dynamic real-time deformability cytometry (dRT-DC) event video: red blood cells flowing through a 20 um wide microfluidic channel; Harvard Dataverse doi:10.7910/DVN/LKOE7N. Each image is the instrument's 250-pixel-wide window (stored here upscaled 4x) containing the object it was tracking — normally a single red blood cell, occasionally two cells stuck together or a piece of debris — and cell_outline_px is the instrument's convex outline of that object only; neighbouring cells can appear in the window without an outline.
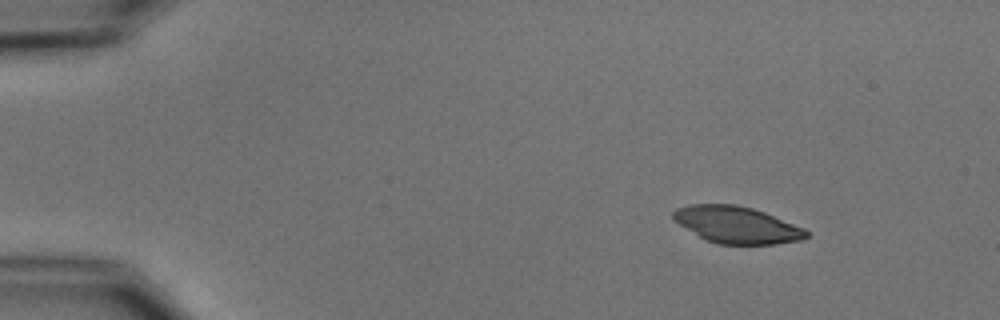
{"species": "common noctule bat (a hibernating species)", "species_latin": "Nyctalus noctula", "temperature_condition": "cold", "stored_images_in_passage": 4, "camera_frame_rate_fps": 3000, "um_per_image_px": 0.085, "animal": {"sex": "male", "body_mass_g": 15.6}, "frame": {"image": 1, "passage_image": 1, "time_ms": 0.0, "image_size_px": [1000, 320], "cell_outline_px": [[808, 236], [800, 240], [776, 244], [720, 244], [708, 240], [700, 236], [672, 220], [672, 212], [676, 208], [692, 204], [736, 204], [752, 208], [764, 212], [804, 228], [808, 232]], "centroid_in_image_um": [62.61, 19.1], "position_along_channel_um": 22.4, "area_um2": 28.32}}